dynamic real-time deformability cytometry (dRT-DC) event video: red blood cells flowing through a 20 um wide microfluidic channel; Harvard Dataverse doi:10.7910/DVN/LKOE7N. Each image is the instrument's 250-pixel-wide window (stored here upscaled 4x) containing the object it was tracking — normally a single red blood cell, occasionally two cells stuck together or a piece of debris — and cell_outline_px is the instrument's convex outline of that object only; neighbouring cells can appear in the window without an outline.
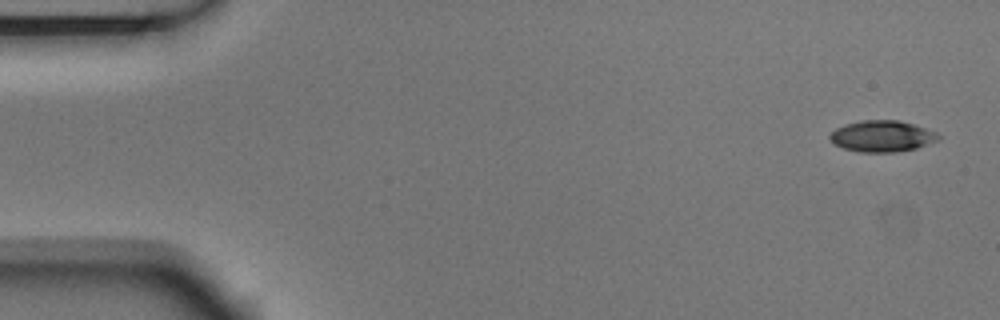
{"species": "Egyptian fruit bat (a non-hibernating species)", "species_latin": "Rousettus aegyptiacus", "temperature_condition": "room temperature", "stored_images_in_passage": 5, "camera_frame_rate_fps": 3000, "um_per_image_px": 0.085, "animal": {"sex": "male"}, "frame": {"image": 1, "passage_image": 1, "time_ms": 0.0, "image_size_px": [1000, 320], "cell_outline_px": [[940, 140], [916, 148], [896, 152], [860, 152], [844, 148], [836, 144], [828, 136], [836, 128], [844, 124], [860, 120], [900, 120], [936, 132], [940, 136]], "centroid_in_image_um": [74.99, 11.57], "position_along_channel_um": 10.0, "area_um2": 19.71}}
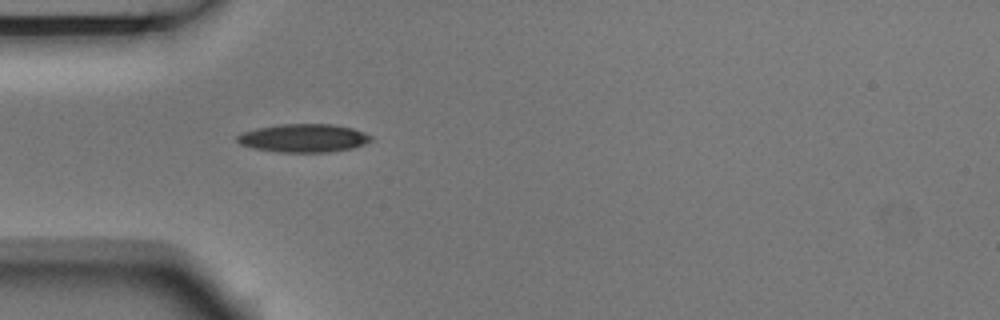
{"frame": {"image": 2, "passage_image": 5, "time_ms": 1.333, "image_size_px": [1000, 320], "cell_outline_px": [[372, 140], [364, 144], [352, 148], [328, 152], [280, 152], [256, 148], [240, 144], [236, 140], [236, 136], [244, 132], [256, 128], [280, 124], [332, 124], [352, 128], [372, 136]], "centroid_in_image_um": [25.81, 11.73], "position_along_channel_um": 59.2, "area_um2": 21.85}}